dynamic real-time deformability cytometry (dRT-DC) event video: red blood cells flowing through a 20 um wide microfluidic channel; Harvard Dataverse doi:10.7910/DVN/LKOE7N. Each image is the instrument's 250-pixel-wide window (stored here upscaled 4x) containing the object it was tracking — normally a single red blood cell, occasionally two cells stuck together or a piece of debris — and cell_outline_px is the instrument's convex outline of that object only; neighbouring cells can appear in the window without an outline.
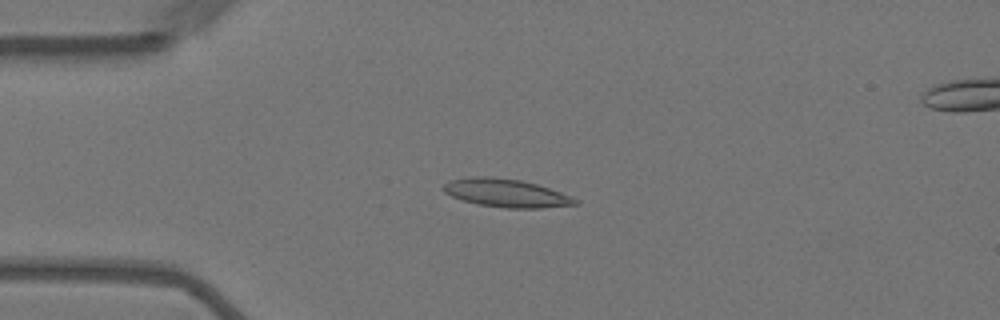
{"species": "Egyptian fruit bat (a non-hibernating species)", "species_latin": "Rousettus aegyptiacus", "temperature_condition": "warm", "stored_images_in_passage": 56, "camera_frame_rate_fps": 3000, "um_per_image_px": 0.085, "animal": {"sex": "female"}, "frame": {"image": 1, "passage_image": 13, "time_ms": 4.0, "image_size_px": [1000, 320], "cell_outline_px": [[580, 204], [544, 208], [504, 208], [476, 204], [452, 196], [444, 192], [440, 188], [444, 184], [452, 180], [472, 176], [492, 176], [520, 180], [536, 184], [560, 192], [580, 200]], "centroid_in_image_um": [43.03, 16.41], "position_along_channel_um": 42.0, "area_um2": 21.73}}
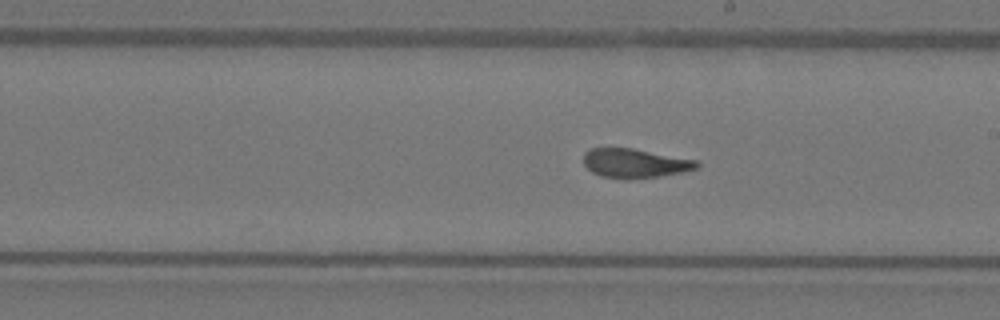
{"frame": {"image": 2, "passage_image": 31, "time_ms": 10.0, "image_size_px": [1000, 320], "cell_outline_px": [[700, 164], [696, 168], [684, 172], [660, 176], [628, 180], [624, 180], [600, 176], [592, 172], [584, 164], [584, 152], [588, 148], [632, 148], [696, 160]], "centroid_in_image_um": [53.94, 13.89], "position_along_channel_um": 235.1, "area_um2": 19.42}}
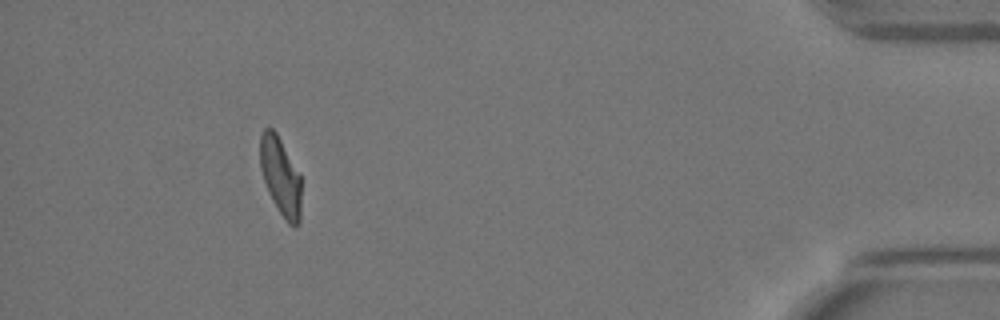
{"frame": {"image": 3, "passage_image": 51, "time_ms": 16.667, "image_size_px": [1000, 320], "cell_outline_px": [[300, 224], [296, 228], [288, 224], [272, 200], [268, 192], [260, 168], [260, 136], [264, 128], [272, 128], [276, 132], [300, 172]], "centroid_in_image_um": [23.85, 14.99], "position_along_channel_um": 411.3, "area_um2": 18.84}, "authors_computed_cell_mechanics": {"area_um2": 20.0855, "velocity_mm_per_s": 3.5764, "shape_relaxation_time_tau1_ms": 7.5358, "shape_relaxation_time_tau2_ms": 1.5275, "deformation_change_tau1": 0.2294, "deformation_change_tau2": 0.0891}}